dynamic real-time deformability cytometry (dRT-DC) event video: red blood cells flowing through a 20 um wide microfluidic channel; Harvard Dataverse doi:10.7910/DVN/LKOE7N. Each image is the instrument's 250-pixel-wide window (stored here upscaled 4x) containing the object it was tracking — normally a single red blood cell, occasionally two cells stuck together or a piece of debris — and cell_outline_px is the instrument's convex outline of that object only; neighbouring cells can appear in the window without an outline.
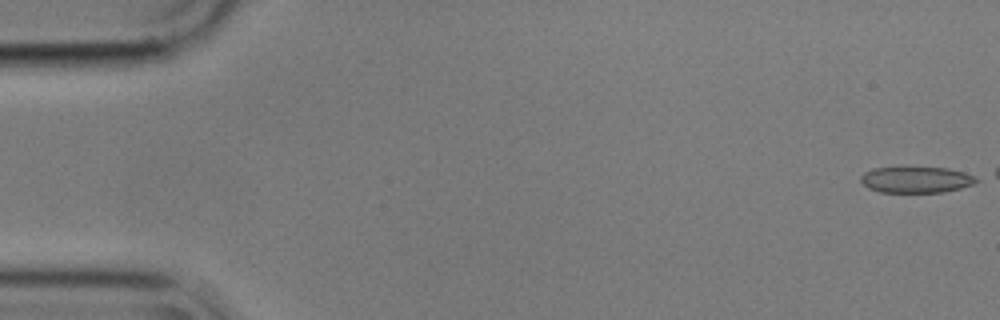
{"species": "common noctule bat (a hibernating species)", "species_latin": "Nyctalus noctula", "temperature_condition": "cold", "stored_images_in_passage": 49, "camera_frame_rate_fps": 3000, "um_per_image_px": 0.085, "animal": {"sex": "male", "body_mass_g": 17.9}, "frame": {"image": 1, "passage_image": 1, "time_ms": 0.0, "image_size_px": [1000, 320], "cell_outline_px": [[980, 180], [972, 184], [960, 188], [944, 192], [880, 192], [868, 188], [860, 180], [860, 176], [864, 172], [872, 168], [948, 168], [964, 172], [976, 176]], "centroid_in_image_um": [77.88, 15.28], "position_along_channel_um": 7.1, "area_um2": 17.51}}
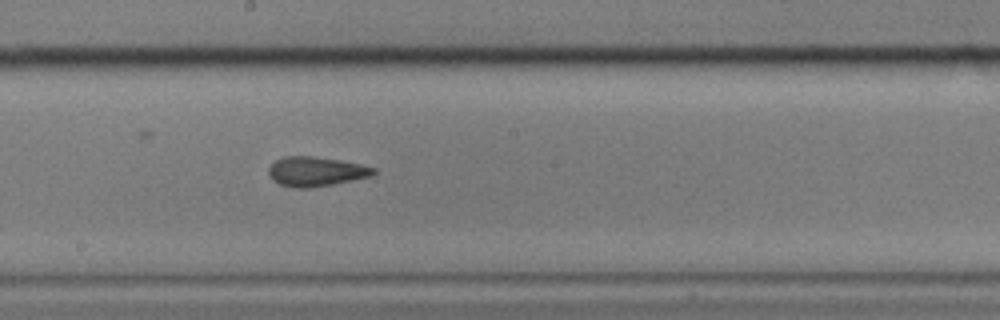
{"frame": {"image": 2, "passage_image": 30, "time_ms": 9.667, "image_size_px": [1000, 320], "cell_outline_px": [[376, 172], [372, 176], [332, 184], [308, 188], [292, 188], [280, 184], [272, 180], [268, 172], [268, 168], [276, 160], [284, 156], [312, 156], [340, 160], [360, 164], [376, 168]], "centroid_in_image_um": [26.84, 14.58], "position_along_channel_um": 221.4, "area_um2": 18.03}}
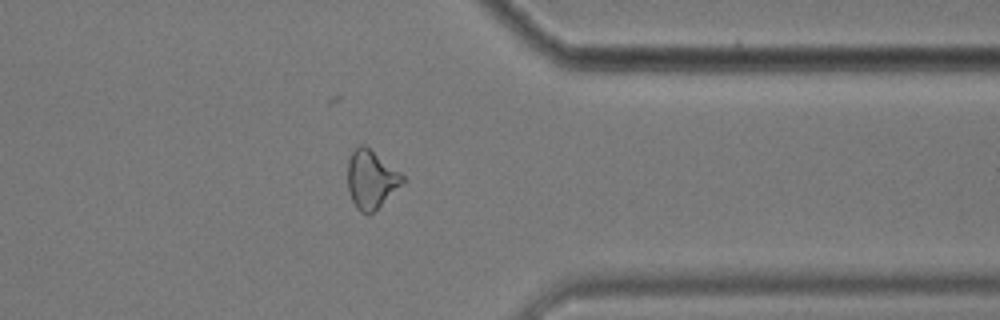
{"frame": {"image": 3, "passage_image": 44, "time_ms": 14.333, "image_size_px": [1000, 320], "cell_outline_px": [[408, 180], [368, 216], [360, 212], [356, 208], [352, 200], [348, 188], [348, 160], [352, 152], [360, 144], [364, 144], [400, 172]], "centroid_in_image_um": [31.56, 15.26], "position_along_channel_um": 379.8, "area_um2": 18.67}, "authors_computed_cell_mechanics": {"area_um2": 18.0914, "velocity_mm_per_s": 3.5777, "shape_relaxation_time_tau1_ms": 4.7416, "shape_relaxation_time_tau2_ms": 2.0264, "deformation_change_tau1": 0.1268, "deformation_change_tau2": 0.0994}}